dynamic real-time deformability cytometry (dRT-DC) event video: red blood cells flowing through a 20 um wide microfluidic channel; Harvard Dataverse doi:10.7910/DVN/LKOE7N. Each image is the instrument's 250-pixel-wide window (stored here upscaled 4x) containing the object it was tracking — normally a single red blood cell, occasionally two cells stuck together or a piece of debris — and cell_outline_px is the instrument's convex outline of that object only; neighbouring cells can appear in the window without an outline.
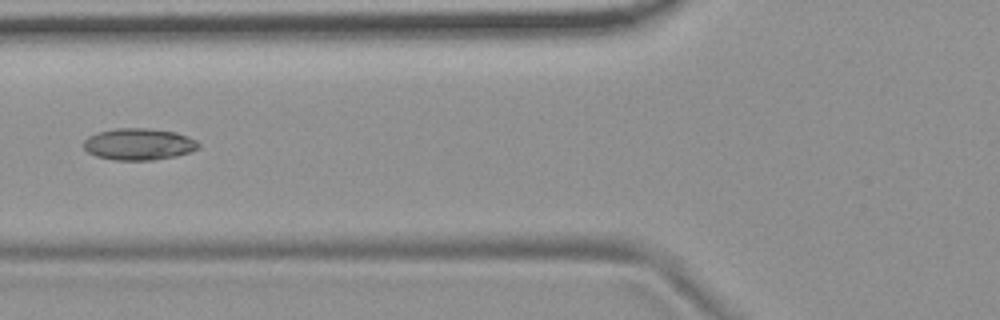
{"species": "common noctule bat (a hibernating species)", "species_latin": "Nyctalus noctula", "temperature_condition": "room temperature", "stored_images_in_passage": 3, "camera_frame_rate_fps": 3000, "um_per_image_px": 0.085, "animal": {"sex": "female", "body_mass_g": 19.9}, "frame": {"image": 1, "passage_image": 3, "time_ms": 0.667, "image_size_px": [1000, 320], "cell_outline_px": [[200, 148], [176, 156], [152, 160], [116, 160], [96, 156], [88, 152], [84, 148], [84, 140], [88, 136], [96, 132], [116, 128], [148, 128], [176, 132], [196, 140], [200, 144]], "centroid_in_image_um": [11.79, 12.25], "position_along_channel_um": 114.0, "area_um2": 21.27}}